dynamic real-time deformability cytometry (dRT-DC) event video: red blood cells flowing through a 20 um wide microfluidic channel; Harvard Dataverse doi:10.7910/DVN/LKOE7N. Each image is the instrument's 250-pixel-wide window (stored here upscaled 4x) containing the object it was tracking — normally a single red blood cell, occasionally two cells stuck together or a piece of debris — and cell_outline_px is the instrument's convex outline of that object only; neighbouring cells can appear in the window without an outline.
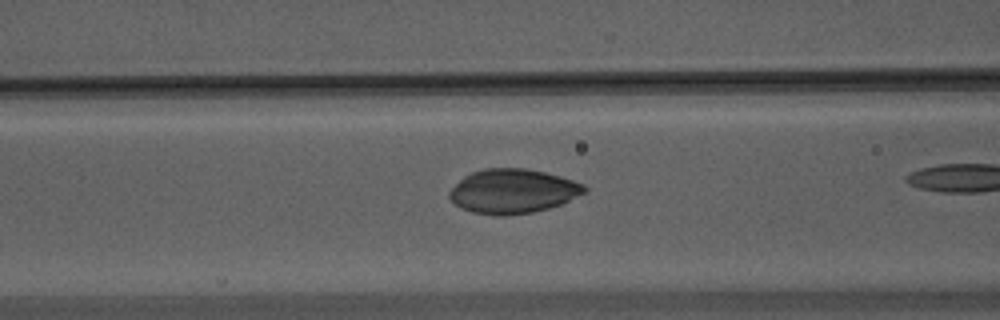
{"species": "Egyptian fruit bat (a non-hibernating species)", "species_latin": "Rousettus aegyptiacus", "temperature_condition": "warm", "stored_images_in_passage": 15, "camera_frame_rate_fps": 3000, "um_per_image_px": 0.085, "animal": {"sex": "male"}, "frame": {"image": 1, "passage_image": 7, "time_ms": 2.0, "image_size_px": [1000, 320], "cell_outline_px": [[588, 192], [560, 204], [548, 208], [532, 212], [500, 216], [496, 216], [472, 212], [460, 208], [448, 196], [448, 192], [464, 176], [472, 172], [484, 168], [524, 168], [544, 172], [560, 176], [584, 184], [588, 188]], "centroid_in_image_um": [43.6, 16.25], "position_along_channel_um": 123.0, "area_um2": 34.85}}
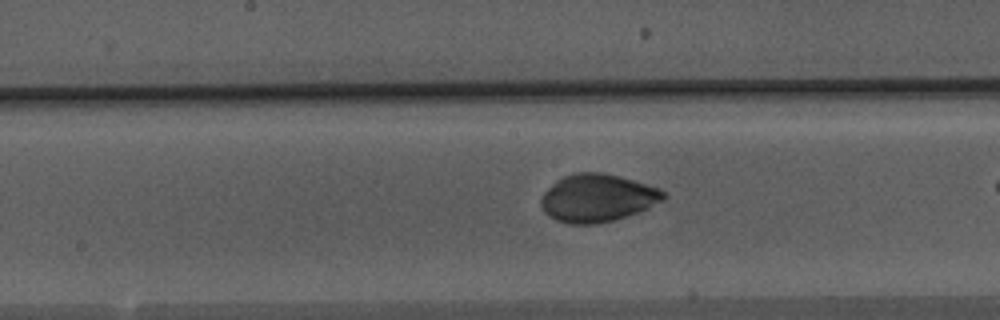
{"frame": {"image": 2, "passage_image": 13, "time_ms": 4.0, "image_size_px": [1000, 320], "cell_outline_px": [[668, 196], [664, 200], [648, 208], [612, 220], [596, 224], [568, 224], [556, 220], [548, 216], [544, 212], [540, 204], [540, 200], [544, 192], [556, 180], [564, 176], [576, 172], [600, 172], [632, 180], [660, 188]], "centroid_in_image_um": [50.75, 16.83], "position_along_channel_um": 197.4, "area_um2": 33.99}}